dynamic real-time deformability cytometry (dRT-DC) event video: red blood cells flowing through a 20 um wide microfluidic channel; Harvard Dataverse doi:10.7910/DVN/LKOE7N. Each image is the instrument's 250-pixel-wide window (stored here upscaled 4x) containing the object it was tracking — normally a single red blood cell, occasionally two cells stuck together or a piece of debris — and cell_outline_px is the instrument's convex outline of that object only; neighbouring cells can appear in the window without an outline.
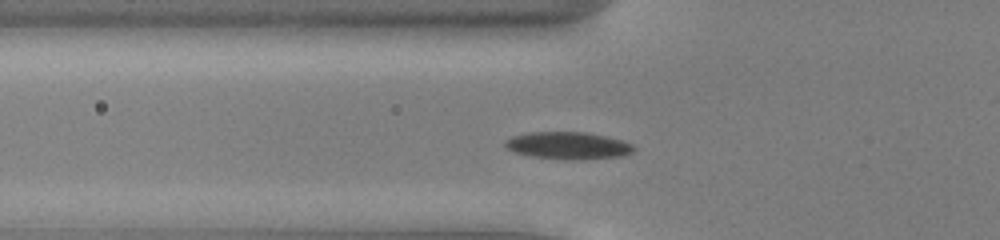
{"species": "common noctule bat (a hibernating species)", "species_latin": "Nyctalus noctula", "temperature_condition": "cold", "stored_images_in_passage": 41, "camera_frame_rate_fps": 3000, "um_per_image_px": 0.085, "animal": {"sex": "male", "body_mass_g": 13.0, "forearm_length_mm": 53.1}, "frame": {"image": 1, "passage_image": 12, "time_ms": 3.667, "image_size_px": [1000, 240], "cell_outline_px": [[636, 148], [632, 152], [624, 156], [580, 160], [564, 160], [532, 156], [512, 152], [504, 144], [504, 140], [512, 136], [528, 132], [588, 132], [608, 136], [632, 144]], "centroid_in_image_um": [48.29, 12.38], "position_along_channel_um": 77.5, "area_um2": 20.75}}
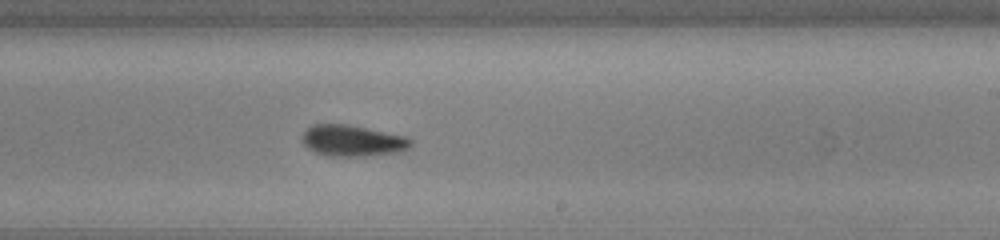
{"frame": {"image": 2, "passage_image": 26, "time_ms": 8.333, "image_size_px": [1000, 240], "cell_outline_px": [[412, 144], [408, 148], [396, 152], [372, 156], [328, 156], [316, 152], [308, 148], [300, 140], [304, 132], [312, 124], [348, 124], [404, 136], [412, 140]], "centroid_in_image_um": [29.93, 11.96], "position_along_channel_um": 259.1, "area_um2": 19.71}}
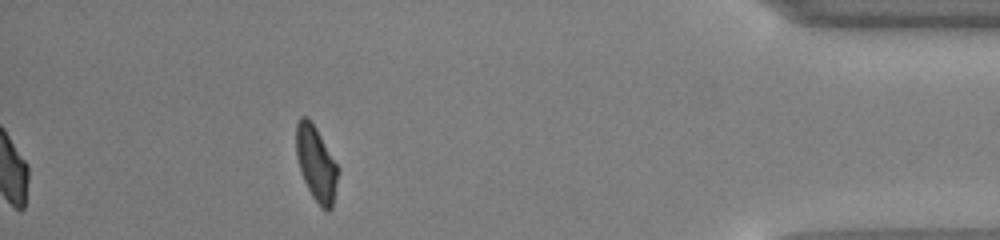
{"frame": {"image": 3, "passage_image": 41, "time_ms": 13.333, "image_size_px": [1000, 240], "cell_outline_px": [[340, 168], [332, 208], [328, 212], [324, 212], [320, 208], [312, 196], [300, 172], [296, 156], [296, 124], [300, 116], [308, 116], [316, 128]], "centroid_in_image_um": [26.88, 13.93], "position_along_channel_um": 408.3, "area_um2": 18.61}, "authors_computed_cell_mechanics": {"area_um2": 19.5364, "velocity_mm_per_s": 3.8997, "shape_relaxation_time_tau1_ms": 2.8892, "shape_relaxation_time_tau2_ms": 6.6681, "deformation_change_tau1": 0.0924, "deformation_change_tau2": 0.1078}}